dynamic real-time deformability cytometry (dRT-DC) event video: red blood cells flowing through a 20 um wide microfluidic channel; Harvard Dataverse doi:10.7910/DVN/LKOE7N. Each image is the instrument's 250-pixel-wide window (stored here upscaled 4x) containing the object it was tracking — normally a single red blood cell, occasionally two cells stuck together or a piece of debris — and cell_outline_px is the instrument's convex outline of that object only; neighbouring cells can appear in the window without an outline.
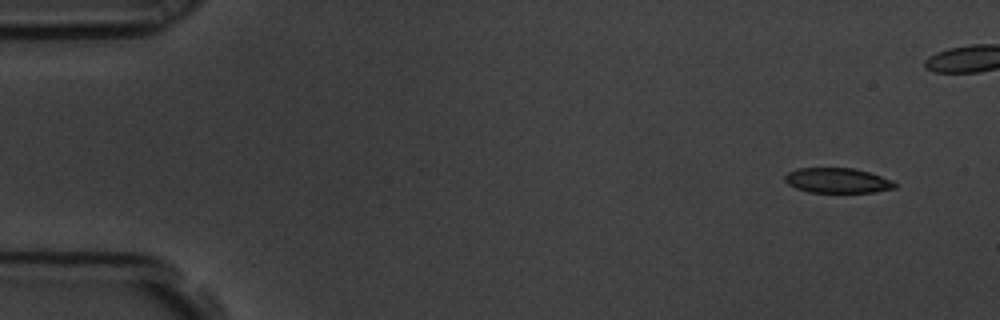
{"species": "common noctule bat (a hibernating species)", "species_latin": "Nyctalus noctula", "temperature_condition": "room temperature", "stored_images_in_passage": 5, "camera_frame_rate_fps": 3000, "um_per_image_px": 0.085, "animal": {"sex": "male", "body_mass_g": 19.5, "forearm_length_mm": 54.6}, "frame": {"image": 1, "passage_image": 1, "time_ms": 0.0, "image_size_px": [1000, 320], "cell_outline_px": [[896, 188], [872, 192], [808, 192], [796, 188], [788, 184], [784, 180], [784, 176], [788, 172], [796, 168], [856, 168], [892, 180], [896, 184]], "centroid_in_image_um": [71.15, 15.34], "position_along_channel_um": 13.8, "area_um2": 16.01}}